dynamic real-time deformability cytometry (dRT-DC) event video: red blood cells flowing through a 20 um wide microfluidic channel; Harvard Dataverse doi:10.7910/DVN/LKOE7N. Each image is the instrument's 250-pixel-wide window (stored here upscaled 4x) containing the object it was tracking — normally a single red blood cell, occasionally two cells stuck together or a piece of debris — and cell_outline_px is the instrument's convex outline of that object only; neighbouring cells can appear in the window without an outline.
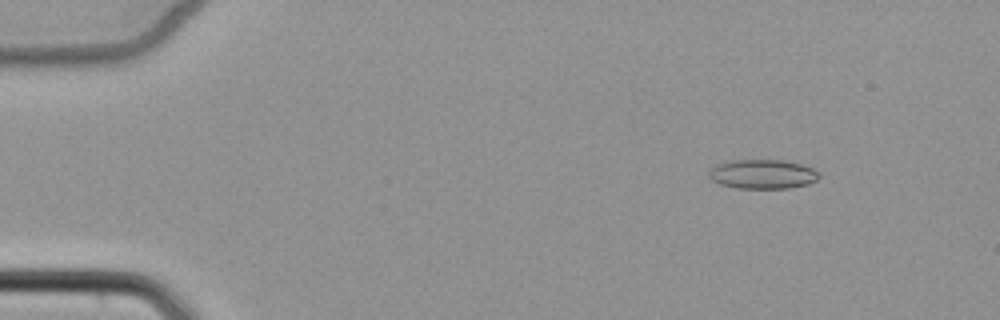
{"species": "common noctule bat (a hibernating species)", "species_latin": "Nyctalus noctula", "temperature_condition": "cold", "stored_images_in_passage": 5, "camera_frame_rate_fps": 3000, "um_per_image_px": 0.085, "animal": {"sex": "female", "body_mass_g": 22.7, "forearm_length_mm": 54.2}, "frame": {"image": 1, "passage_image": 2, "time_ms": 1.333, "image_size_px": [1000, 320], "cell_outline_px": [[820, 176], [816, 180], [808, 184], [788, 188], [736, 188], [720, 184], [712, 180], [708, 176], [708, 168], [716, 164], [732, 160], [784, 160], [800, 164], [812, 168], [820, 172]], "centroid_in_image_um": [64.79, 14.8], "position_along_channel_um": 20.2, "area_um2": 18.96}}